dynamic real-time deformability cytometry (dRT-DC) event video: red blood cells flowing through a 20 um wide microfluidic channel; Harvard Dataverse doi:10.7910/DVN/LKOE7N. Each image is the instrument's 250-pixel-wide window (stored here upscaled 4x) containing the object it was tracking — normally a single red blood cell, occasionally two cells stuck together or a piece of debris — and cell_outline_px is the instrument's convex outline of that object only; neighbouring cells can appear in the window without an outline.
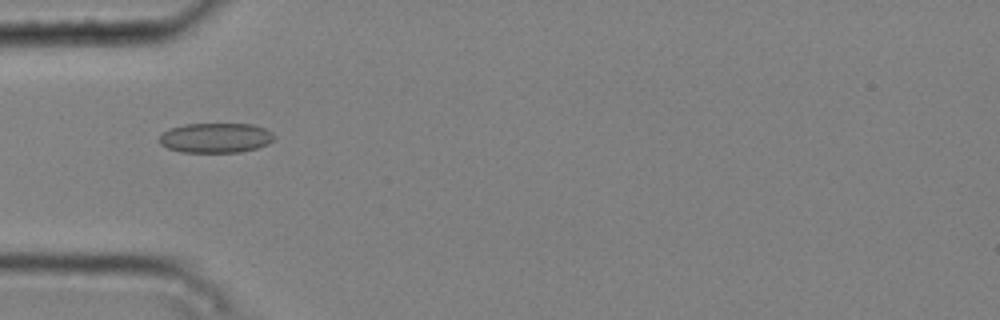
{"species": "common noctule bat (a hibernating species)", "species_latin": "Nyctalus noctula", "temperature_condition": "cold", "stored_images_in_passage": 5, "camera_frame_rate_fps": 3000, "um_per_image_px": 0.085, "animal": {"sex": "male", "body_mass_g": 20.4}, "frame": {"image": 1, "passage_image": 5, "time_ms": 1.333, "image_size_px": [1000, 320], "cell_outline_px": [[276, 136], [268, 144], [256, 148], [240, 152], [180, 152], [168, 148], [160, 144], [160, 136], [164, 132], [172, 128], [184, 124], [252, 124], [264, 128], [272, 132]], "centroid_in_image_um": [18.35, 11.72], "position_along_channel_um": 66.6, "area_um2": 19.88}}